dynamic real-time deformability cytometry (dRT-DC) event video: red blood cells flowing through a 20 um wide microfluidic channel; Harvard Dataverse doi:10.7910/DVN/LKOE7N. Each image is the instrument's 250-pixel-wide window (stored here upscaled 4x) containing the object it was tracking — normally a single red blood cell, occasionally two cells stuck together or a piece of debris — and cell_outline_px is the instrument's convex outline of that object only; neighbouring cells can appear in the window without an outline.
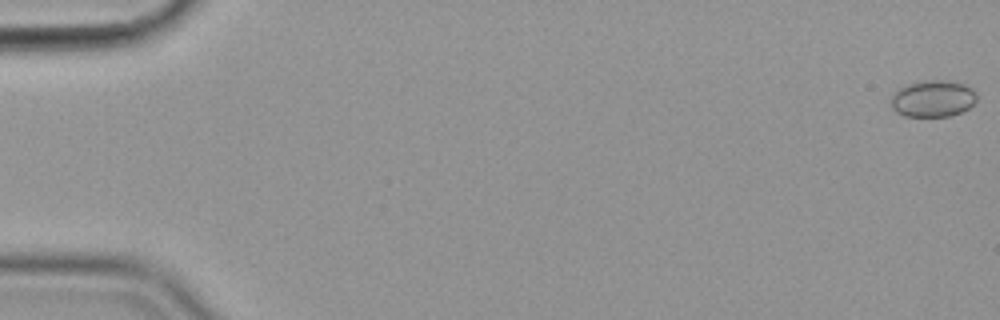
{"species": "common noctule bat (a hibernating species)", "species_latin": "Nyctalus noctula", "temperature_condition": "cold", "stored_images_in_passage": 57, "camera_frame_rate_fps": 3000, "um_per_image_px": 0.085, "animal": {"sex": "female", "body_mass_g": 19.9}, "frame": {"image": 1, "passage_image": 1, "time_ms": 0.0, "image_size_px": [1000, 320], "cell_outline_px": [[976, 100], [968, 108], [960, 112], [948, 116], [904, 116], [896, 112], [892, 108], [892, 92], [916, 80], [948, 80], [964, 84], [972, 88], [976, 92]], "centroid_in_image_um": [79.28, 8.36], "position_along_channel_um": 5.7, "area_um2": 18.44}}
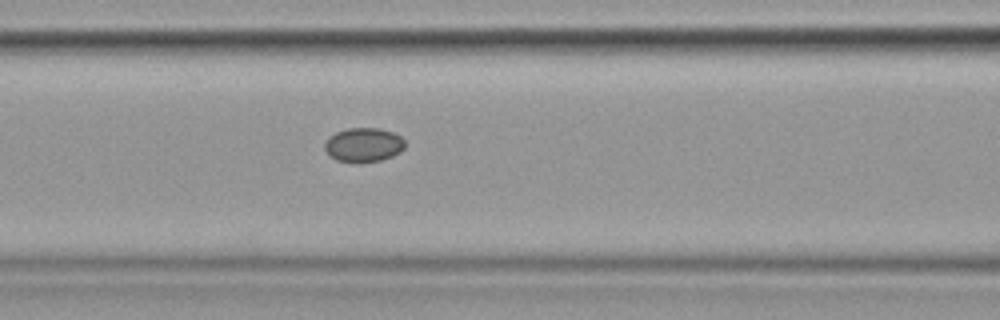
{"frame": {"image": 2, "passage_image": 25, "time_ms": 8.0, "image_size_px": [1000, 320], "cell_outline_px": [[404, 148], [400, 152], [392, 156], [380, 160], [336, 160], [324, 148], [324, 144], [328, 136], [336, 132], [348, 128], [380, 128], [392, 132], [400, 136], [404, 140]], "centroid_in_image_um": [30.91, 12.26], "position_along_channel_um": 135.7, "area_um2": 15.49}}
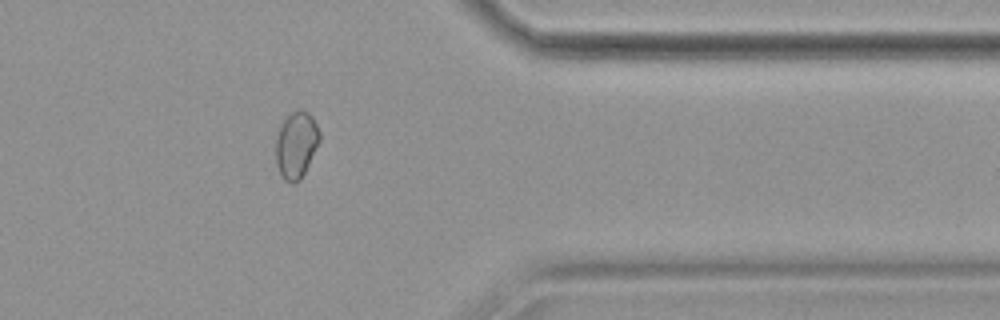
{"frame": {"image": 3, "passage_image": 47, "time_ms": 15.333, "image_size_px": [1000, 320], "cell_outline_px": [[320, 140], [300, 180], [296, 184], [292, 184], [284, 180], [276, 164], [276, 136], [284, 120], [292, 112], [300, 108], [308, 112], [312, 116], [320, 132]], "centroid_in_image_um": [25.18, 12.31], "position_along_channel_um": 386.2, "area_um2": 16.88}, "authors_computed_cell_mechanics": {"area_um2": 16.5308, "velocity_mm_per_s": 3.5921, "shape_relaxation_time_tau1_ms": null, "shape_relaxation_time_tau2_ms": 10.814, "deformation_change_tau1": null, "deformation_change_tau2": 0.0476}}